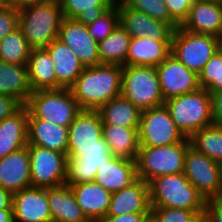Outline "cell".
Wrapping results in <instances>:
<instances>
[{
  "label": "cell",
  "instance_id": "obj_1",
  "mask_svg": "<svg viewBox=\"0 0 222 222\" xmlns=\"http://www.w3.org/2000/svg\"><path fill=\"white\" fill-rule=\"evenodd\" d=\"M123 66L99 64L85 67L69 88L82 110H98L121 95Z\"/></svg>",
  "mask_w": 222,
  "mask_h": 222
},
{
  "label": "cell",
  "instance_id": "obj_2",
  "mask_svg": "<svg viewBox=\"0 0 222 222\" xmlns=\"http://www.w3.org/2000/svg\"><path fill=\"white\" fill-rule=\"evenodd\" d=\"M63 18L59 0H49L19 9L18 27L31 49H41L58 38Z\"/></svg>",
  "mask_w": 222,
  "mask_h": 222
},
{
  "label": "cell",
  "instance_id": "obj_3",
  "mask_svg": "<svg viewBox=\"0 0 222 222\" xmlns=\"http://www.w3.org/2000/svg\"><path fill=\"white\" fill-rule=\"evenodd\" d=\"M151 207H170L205 212L206 200L184 173L162 175L149 183Z\"/></svg>",
  "mask_w": 222,
  "mask_h": 222
},
{
  "label": "cell",
  "instance_id": "obj_4",
  "mask_svg": "<svg viewBox=\"0 0 222 222\" xmlns=\"http://www.w3.org/2000/svg\"><path fill=\"white\" fill-rule=\"evenodd\" d=\"M164 105L186 138L213 124L211 94L206 89L169 98Z\"/></svg>",
  "mask_w": 222,
  "mask_h": 222
},
{
  "label": "cell",
  "instance_id": "obj_5",
  "mask_svg": "<svg viewBox=\"0 0 222 222\" xmlns=\"http://www.w3.org/2000/svg\"><path fill=\"white\" fill-rule=\"evenodd\" d=\"M25 105L28 119L46 120L65 127H69L82 110L69 88L33 91Z\"/></svg>",
  "mask_w": 222,
  "mask_h": 222
},
{
  "label": "cell",
  "instance_id": "obj_6",
  "mask_svg": "<svg viewBox=\"0 0 222 222\" xmlns=\"http://www.w3.org/2000/svg\"><path fill=\"white\" fill-rule=\"evenodd\" d=\"M189 138L174 145L139 147L136 158L137 177L146 183L158 176L184 172Z\"/></svg>",
  "mask_w": 222,
  "mask_h": 222
},
{
  "label": "cell",
  "instance_id": "obj_7",
  "mask_svg": "<svg viewBox=\"0 0 222 222\" xmlns=\"http://www.w3.org/2000/svg\"><path fill=\"white\" fill-rule=\"evenodd\" d=\"M121 95L141 111L164 105L156 67L123 66Z\"/></svg>",
  "mask_w": 222,
  "mask_h": 222
},
{
  "label": "cell",
  "instance_id": "obj_8",
  "mask_svg": "<svg viewBox=\"0 0 222 222\" xmlns=\"http://www.w3.org/2000/svg\"><path fill=\"white\" fill-rule=\"evenodd\" d=\"M217 50V36L189 32L181 26L173 31L171 54L197 74Z\"/></svg>",
  "mask_w": 222,
  "mask_h": 222
},
{
  "label": "cell",
  "instance_id": "obj_9",
  "mask_svg": "<svg viewBox=\"0 0 222 222\" xmlns=\"http://www.w3.org/2000/svg\"><path fill=\"white\" fill-rule=\"evenodd\" d=\"M138 138L139 147L174 145L186 139L165 105L141 111Z\"/></svg>",
  "mask_w": 222,
  "mask_h": 222
},
{
  "label": "cell",
  "instance_id": "obj_10",
  "mask_svg": "<svg viewBox=\"0 0 222 222\" xmlns=\"http://www.w3.org/2000/svg\"><path fill=\"white\" fill-rule=\"evenodd\" d=\"M183 173L205 200L222 195V165L191 145L187 147Z\"/></svg>",
  "mask_w": 222,
  "mask_h": 222
},
{
  "label": "cell",
  "instance_id": "obj_11",
  "mask_svg": "<svg viewBox=\"0 0 222 222\" xmlns=\"http://www.w3.org/2000/svg\"><path fill=\"white\" fill-rule=\"evenodd\" d=\"M27 148L31 187L46 189L66 183V154L31 144H27Z\"/></svg>",
  "mask_w": 222,
  "mask_h": 222
},
{
  "label": "cell",
  "instance_id": "obj_12",
  "mask_svg": "<svg viewBox=\"0 0 222 222\" xmlns=\"http://www.w3.org/2000/svg\"><path fill=\"white\" fill-rule=\"evenodd\" d=\"M113 157L102 137V146L68 147L66 184L69 186L93 181L99 166Z\"/></svg>",
  "mask_w": 222,
  "mask_h": 222
},
{
  "label": "cell",
  "instance_id": "obj_13",
  "mask_svg": "<svg viewBox=\"0 0 222 222\" xmlns=\"http://www.w3.org/2000/svg\"><path fill=\"white\" fill-rule=\"evenodd\" d=\"M156 70L164 101L200 88L198 74L188 69L173 54L160 63Z\"/></svg>",
  "mask_w": 222,
  "mask_h": 222
},
{
  "label": "cell",
  "instance_id": "obj_14",
  "mask_svg": "<svg viewBox=\"0 0 222 222\" xmlns=\"http://www.w3.org/2000/svg\"><path fill=\"white\" fill-rule=\"evenodd\" d=\"M58 39L72 49L85 67L100 64L98 42L89 35L85 24L64 17Z\"/></svg>",
  "mask_w": 222,
  "mask_h": 222
},
{
  "label": "cell",
  "instance_id": "obj_15",
  "mask_svg": "<svg viewBox=\"0 0 222 222\" xmlns=\"http://www.w3.org/2000/svg\"><path fill=\"white\" fill-rule=\"evenodd\" d=\"M119 24L133 38L149 37L154 41H171L174 29L167 23L153 19L143 12L117 3Z\"/></svg>",
  "mask_w": 222,
  "mask_h": 222
},
{
  "label": "cell",
  "instance_id": "obj_16",
  "mask_svg": "<svg viewBox=\"0 0 222 222\" xmlns=\"http://www.w3.org/2000/svg\"><path fill=\"white\" fill-rule=\"evenodd\" d=\"M14 222H52L46 189L26 188L13 194Z\"/></svg>",
  "mask_w": 222,
  "mask_h": 222
},
{
  "label": "cell",
  "instance_id": "obj_17",
  "mask_svg": "<svg viewBox=\"0 0 222 222\" xmlns=\"http://www.w3.org/2000/svg\"><path fill=\"white\" fill-rule=\"evenodd\" d=\"M0 187L12 194L31 187L27 146L0 159Z\"/></svg>",
  "mask_w": 222,
  "mask_h": 222
},
{
  "label": "cell",
  "instance_id": "obj_18",
  "mask_svg": "<svg viewBox=\"0 0 222 222\" xmlns=\"http://www.w3.org/2000/svg\"><path fill=\"white\" fill-rule=\"evenodd\" d=\"M128 213H151L149 184L139 178L128 187L112 193L106 216Z\"/></svg>",
  "mask_w": 222,
  "mask_h": 222
},
{
  "label": "cell",
  "instance_id": "obj_19",
  "mask_svg": "<svg viewBox=\"0 0 222 222\" xmlns=\"http://www.w3.org/2000/svg\"><path fill=\"white\" fill-rule=\"evenodd\" d=\"M137 179L135 160L113 156L108 162L99 166L93 181L110 193H115Z\"/></svg>",
  "mask_w": 222,
  "mask_h": 222
},
{
  "label": "cell",
  "instance_id": "obj_20",
  "mask_svg": "<svg viewBox=\"0 0 222 222\" xmlns=\"http://www.w3.org/2000/svg\"><path fill=\"white\" fill-rule=\"evenodd\" d=\"M181 27L189 32L218 36L222 31V3L196 0Z\"/></svg>",
  "mask_w": 222,
  "mask_h": 222
},
{
  "label": "cell",
  "instance_id": "obj_21",
  "mask_svg": "<svg viewBox=\"0 0 222 222\" xmlns=\"http://www.w3.org/2000/svg\"><path fill=\"white\" fill-rule=\"evenodd\" d=\"M70 187L79 207L90 222H100L106 217L112 193L94 181Z\"/></svg>",
  "mask_w": 222,
  "mask_h": 222
},
{
  "label": "cell",
  "instance_id": "obj_22",
  "mask_svg": "<svg viewBox=\"0 0 222 222\" xmlns=\"http://www.w3.org/2000/svg\"><path fill=\"white\" fill-rule=\"evenodd\" d=\"M54 64L57 89L70 88L85 66L80 62L72 49L58 38L46 48Z\"/></svg>",
  "mask_w": 222,
  "mask_h": 222
},
{
  "label": "cell",
  "instance_id": "obj_23",
  "mask_svg": "<svg viewBox=\"0 0 222 222\" xmlns=\"http://www.w3.org/2000/svg\"><path fill=\"white\" fill-rule=\"evenodd\" d=\"M28 108L22 105L0 122V159L28 144Z\"/></svg>",
  "mask_w": 222,
  "mask_h": 222
},
{
  "label": "cell",
  "instance_id": "obj_24",
  "mask_svg": "<svg viewBox=\"0 0 222 222\" xmlns=\"http://www.w3.org/2000/svg\"><path fill=\"white\" fill-rule=\"evenodd\" d=\"M102 126L97 110H81L68 127V147L102 146Z\"/></svg>",
  "mask_w": 222,
  "mask_h": 222
},
{
  "label": "cell",
  "instance_id": "obj_25",
  "mask_svg": "<svg viewBox=\"0 0 222 222\" xmlns=\"http://www.w3.org/2000/svg\"><path fill=\"white\" fill-rule=\"evenodd\" d=\"M52 222H90L68 184L46 188Z\"/></svg>",
  "mask_w": 222,
  "mask_h": 222
},
{
  "label": "cell",
  "instance_id": "obj_26",
  "mask_svg": "<svg viewBox=\"0 0 222 222\" xmlns=\"http://www.w3.org/2000/svg\"><path fill=\"white\" fill-rule=\"evenodd\" d=\"M28 144L68 153V127L41 119H28Z\"/></svg>",
  "mask_w": 222,
  "mask_h": 222
},
{
  "label": "cell",
  "instance_id": "obj_27",
  "mask_svg": "<svg viewBox=\"0 0 222 222\" xmlns=\"http://www.w3.org/2000/svg\"><path fill=\"white\" fill-rule=\"evenodd\" d=\"M171 54V41L131 37L126 65L157 67Z\"/></svg>",
  "mask_w": 222,
  "mask_h": 222
},
{
  "label": "cell",
  "instance_id": "obj_28",
  "mask_svg": "<svg viewBox=\"0 0 222 222\" xmlns=\"http://www.w3.org/2000/svg\"><path fill=\"white\" fill-rule=\"evenodd\" d=\"M27 64H9L0 60V95H8L25 105L32 93Z\"/></svg>",
  "mask_w": 222,
  "mask_h": 222
},
{
  "label": "cell",
  "instance_id": "obj_29",
  "mask_svg": "<svg viewBox=\"0 0 222 222\" xmlns=\"http://www.w3.org/2000/svg\"><path fill=\"white\" fill-rule=\"evenodd\" d=\"M102 136L113 156L136 161L139 151L138 128L103 124Z\"/></svg>",
  "mask_w": 222,
  "mask_h": 222
},
{
  "label": "cell",
  "instance_id": "obj_30",
  "mask_svg": "<svg viewBox=\"0 0 222 222\" xmlns=\"http://www.w3.org/2000/svg\"><path fill=\"white\" fill-rule=\"evenodd\" d=\"M27 68L32 91L57 89L54 64L45 48L31 49Z\"/></svg>",
  "mask_w": 222,
  "mask_h": 222
},
{
  "label": "cell",
  "instance_id": "obj_31",
  "mask_svg": "<svg viewBox=\"0 0 222 222\" xmlns=\"http://www.w3.org/2000/svg\"><path fill=\"white\" fill-rule=\"evenodd\" d=\"M97 111L102 124L139 128L141 110L122 95L106 102Z\"/></svg>",
  "mask_w": 222,
  "mask_h": 222
},
{
  "label": "cell",
  "instance_id": "obj_32",
  "mask_svg": "<svg viewBox=\"0 0 222 222\" xmlns=\"http://www.w3.org/2000/svg\"><path fill=\"white\" fill-rule=\"evenodd\" d=\"M130 41V34L119 24L105 40L98 43L100 64L126 66Z\"/></svg>",
  "mask_w": 222,
  "mask_h": 222
},
{
  "label": "cell",
  "instance_id": "obj_33",
  "mask_svg": "<svg viewBox=\"0 0 222 222\" xmlns=\"http://www.w3.org/2000/svg\"><path fill=\"white\" fill-rule=\"evenodd\" d=\"M63 16L85 25L94 22L113 3L110 0H59Z\"/></svg>",
  "mask_w": 222,
  "mask_h": 222
},
{
  "label": "cell",
  "instance_id": "obj_34",
  "mask_svg": "<svg viewBox=\"0 0 222 222\" xmlns=\"http://www.w3.org/2000/svg\"><path fill=\"white\" fill-rule=\"evenodd\" d=\"M189 141L196 150L222 165V125L204 127L194 133Z\"/></svg>",
  "mask_w": 222,
  "mask_h": 222
},
{
  "label": "cell",
  "instance_id": "obj_35",
  "mask_svg": "<svg viewBox=\"0 0 222 222\" xmlns=\"http://www.w3.org/2000/svg\"><path fill=\"white\" fill-rule=\"evenodd\" d=\"M31 48L18 27L0 41V60L9 64H27Z\"/></svg>",
  "mask_w": 222,
  "mask_h": 222
},
{
  "label": "cell",
  "instance_id": "obj_36",
  "mask_svg": "<svg viewBox=\"0 0 222 222\" xmlns=\"http://www.w3.org/2000/svg\"><path fill=\"white\" fill-rule=\"evenodd\" d=\"M128 8L143 12L155 20L169 24L174 30L180 25L170 16L164 0H124Z\"/></svg>",
  "mask_w": 222,
  "mask_h": 222
},
{
  "label": "cell",
  "instance_id": "obj_37",
  "mask_svg": "<svg viewBox=\"0 0 222 222\" xmlns=\"http://www.w3.org/2000/svg\"><path fill=\"white\" fill-rule=\"evenodd\" d=\"M200 88L210 94L222 90V52L217 50L198 74Z\"/></svg>",
  "mask_w": 222,
  "mask_h": 222
},
{
  "label": "cell",
  "instance_id": "obj_38",
  "mask_svg": "<svg viewBox=\"0 0 222 222\" xmlns=\"http://www.w3.org/2000/svg\"><path fill=\"white\" fill-rule=\"evenodd\" d=\"M119 25V13L116 4H113L94 22L86 25L89 35L98 43L105 40Z\"/></svg>",
  "mask_w": 222,
  "mask_h": 222
},
{
  "label": "cell",
  "instance_id": "obj_39",
  "mask_svg": "<svg viewBox=\"0 0 222 222\" xmlns=\"http://www.w3.org/2000/svg\"><path fill=\"white\" fill-rule=\"evenodd\" d=\"M205 212L170 207H151V219L154 222H199Z\"/></svg>",
  "mask_w": 222,
  "mask_h": 222
},
{
  "label": "cell",
  "instance_id": "obj_40",
  "mask_svg": "<svg viewBox=\"0 0 222 222\" xmlns=\"http://www.w3.org/2000/svg\"><path fill=\"white\" fill-rule=\"evenodd\" d=\"M18 28V9L10 5L0 9V41Z\"/></svg>",
  "mask_w": 222,
  "mask_h": 222
},
{
  "label": "cell",
  "instance_id": "obj_41",
  "mask_svg": "<svg viewBox=\"0 0 222 222\" xmlns=\"http://www.w3.org/2000/svg\"><path fill=\"white\" fill-rule=\"evenodd\" d=\"M196 0H164L170 16L181 26L188 18L190 8Z\"/></svg>",
  "mask_w": 222,
  "mask_h": 222
},
{
  "label": "cell",
  "instance_id": "obj_42",
  "mask_svg": "<svg viewBox=\"0 0 222 222\" xmlns=\"http://www.w3.org/2000/svg\"><path fill=\"white\" fill-rule=\"evenodd\" d=\"M204 219L206 222H222V195L206 200Z\"/></svg>",
  "mask_w": 222,
  "mask_h": 222
},
{
  "label": "cell",
  "instance_id": "obj_43",
  "mask_svg": "<svg viewBox=\"0 0 222 222\" xmlns=\"http://www.w3.org/2000/svg\"><path fill=\"white\" fill-rule=\"evenodd\" d=\"M22 104L15 98L8 95H0V122L16 112Z\"/></svg>",
  "mask_w": 222,
  "mask_h": 222
},
{
  "label": "cell",
  "instance_id": "obj_44",
  "mask_svg": "<svg viewBox=\"0 0 222 222\" xmlns=\"http://www.w3.org/2000/svg\"><path fill=\"white\" fill-rule=\"evenodd\" d=\"M151 213H128L119 216H106L100 222H146Z\"/></svg>",
  "mask_w": 222,
  "mask_h": 222
},
{
  "label": "cell",
  "instance_id": "obj_45",
  "mask_svg": "<svg viewBox=\"0 0 222 222\" xmlns=\"http://www.w3.org/2000/svg\"><path fill=\"white\" fill-rule=\"evenodd\" d=\"M213 124L222 125V90L211 93Z\"/></svg>",
  "mask_w": 222,
  "mask_h": 222
},
{
  "label": "cell",
  "instance_id": "obj_46",
  "mask_svg": "<svg viewBox=\"0 0 222 222\" xmlns=\"http://www.w3.org/2000/svg\"><path fill=\"white\" fill-rule=\"evenodd\" d=\"M13 194L3 187H0V210L13 209Z\"/></svg>",
  "mask_w": 222,
  "mask_h": 222
},
{
  "label": "cell",
  "instance_id": "obj_47",
  "mask_svg": "<svg viewBox=\"0 0 222 222\" xmlns=\"http://www.w3.org/2000/svg\"><path fill=\"white\" fill-rule=\"evenodd\" d=\"M10 1H11V5L19 10L23 7L34 5V4H39V3H44L49 0H10Z\"/></svg>",
  "mask_w": 222,
  "mask_h": 222
},
{
  "label": "cell",
  "instance_id": "obj_48",
  "mask_svg": "<svg viewBox=\"0 0 222 222\" xmlns=\"http://www.w3.org/2000/svg\"><path fill=\"white\" fill-rule=\"evenodd\" d=\"M0 222H14L13 209L0 210Z\"/></svg>",
  "mask_w": 222,
  "mask_h": 222
},
{
  "label": "cell",
  "instance_id": "obj_49",
  "mask_svg": "<svg viewBox=\"0 0 222 222\" xmlns=\"http://www.w3.org/2000/svg\"><path fill=\"white\" fill-rule=\"evenodd\" d=\"M11 5L10 0H0V9L6 8Z\"/></svg>",
  "mask_w": 222,
  "mask_h": 222
},
{
  "label": "cell",
  "instance_id": "obj_50",
  "mask_svg": "<svg viewBox=\"0 0 222 222\" xmlns=\"http://www.w3.org/2000/svg\"><path fill=\"white\" fill-rule=\"evenodd\" d=\"M218 39V50L220 52H222V31L220 32V34L217 36Z\"/></svg>",
  "mask_w": 222,
  "mask_h": 222
},
{
  "label": "cell",
  "instance_id": "obj_51",
  "mask_svg": "<svg viewBox=\"0 0 222 222\" xmlns=\"http://www.w3.org/2000/svg\"><path fill=\"white\" fill-rule=\"evenodd\" d=\"M113 4L122 3L124 0H110Z\"/></svg>",
  "mask_w": 222,
  "mask_h": 222
},
{
  "label": "cell",
  "instance_id": "obj_52",
  "mask_svg": "<svg viewBox=\"0 0 222 222\" xmlns=\"http://www.w3.org/2000/svg\"><path fill=\"white\" fill-rule=\"evenodd\" d=\"M146 222H154L151 218H149Z\"/></svg>",
  "mask_w": 222,
  "mask_h": 222
},
{
  "label": "cell",
  "instance_id": "obj_53",
  "mask_svg": "<svg viewBox=\"0 0 222 222\" xmlns=\"http://www.w3.org/2000/svg\"><path fill=\"white\" fill-rule=\"evenodd\" d=\"M199 222H206L204 217Z\"/></svg>",
  "mask_w": 222,
  "mask_h": 222
},
{
  "label": "cell",
  "instance_id": "obj_54",
  "mask_svg": "<svg viewBox=\"0 0 222 222\" xmlns=\"http://www.w3.org/2000/svg\"><path fill=\"white\" fill-rule=\"evenodd\" d=\"M209 1H218V2H221V3H222V0H209Z\"/></svg>",
  "mask_w": 222,
  "mask_h": 222
}]
</instances>
